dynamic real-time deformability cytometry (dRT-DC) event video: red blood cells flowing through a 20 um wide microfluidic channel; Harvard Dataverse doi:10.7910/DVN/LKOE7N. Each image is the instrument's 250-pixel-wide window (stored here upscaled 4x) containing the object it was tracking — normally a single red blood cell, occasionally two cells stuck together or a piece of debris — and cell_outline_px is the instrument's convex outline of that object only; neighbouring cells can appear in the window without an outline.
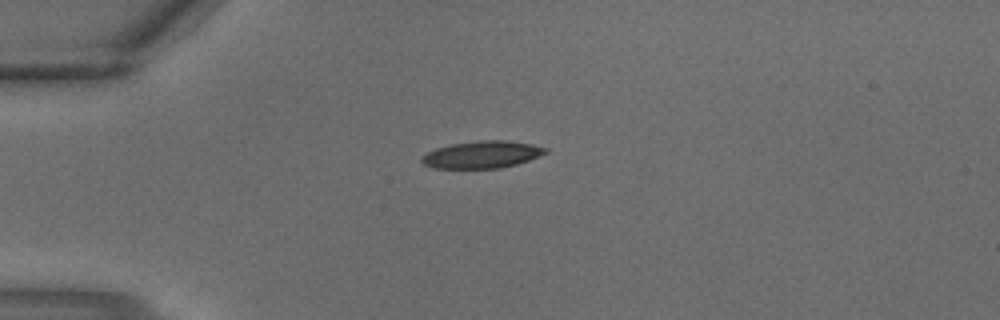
{"species": "common noctule bat (a hibernating species)", "species_latin": "Nyctalus noctula", "temperature_condition": "warm", "stored_images_in_passage": 1, "camera_frame_rate_fps": 3000, "um_per_image_px": 0.085, "animal": {"sex": "male", "body_mass_g": 18.8}, "frame": {"image": 1, "passage_image": 1, "time_ms": 0.0, "image_size_px": [1000, 320], "cell_outline_px": [[548, 152], [528, 160], [516, 164], [500, 168], [436, 168], [424, 164], [420, 160], [428, 152], [436, 148], [452, 144], [480, 140], [504, 140], [532, 144], [548, 148]], "centroid_in_image_um": [41.0, 13.13], "position_along_channel_um": 44.0, "area_um2": 19.36}}